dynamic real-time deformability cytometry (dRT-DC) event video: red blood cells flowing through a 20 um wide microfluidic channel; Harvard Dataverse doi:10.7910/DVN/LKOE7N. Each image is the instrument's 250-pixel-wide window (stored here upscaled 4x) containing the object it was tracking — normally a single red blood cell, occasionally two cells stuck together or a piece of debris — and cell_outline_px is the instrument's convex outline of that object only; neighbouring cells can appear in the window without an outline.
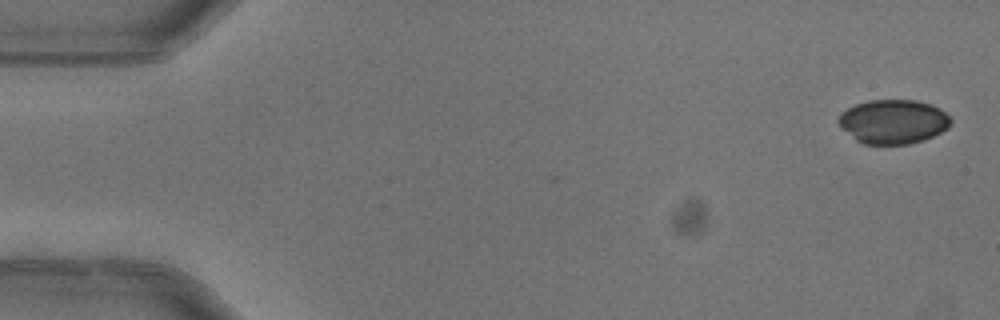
{"species": "common noctule bat (a hibernating species)", "species_latin": "Nyctalus noctula", "temperature_condition": "warm", "stored_images_in_passage": 3, "camera_frame_rate_fps": 3000, "um_per_image_px": 0.085, "animal": {"sex": "female"}, "frame": {"image": 1, "passage_image": 1, "time_ms": 0.0, "image_size_px": [1000, 320], "cell_outline_px": [[952, 120], [948, 128], [924, 140], [908, 144], [864, 144], [856, 140], [840, 128], [836, 120], [840, 112], [856, 104], [868, 100], [916, 100], [940, 108]], "centroid_in_image_um": [75.88, 10.34], "position_along_channel_um": 9.1, "area_um2": 29.02}}